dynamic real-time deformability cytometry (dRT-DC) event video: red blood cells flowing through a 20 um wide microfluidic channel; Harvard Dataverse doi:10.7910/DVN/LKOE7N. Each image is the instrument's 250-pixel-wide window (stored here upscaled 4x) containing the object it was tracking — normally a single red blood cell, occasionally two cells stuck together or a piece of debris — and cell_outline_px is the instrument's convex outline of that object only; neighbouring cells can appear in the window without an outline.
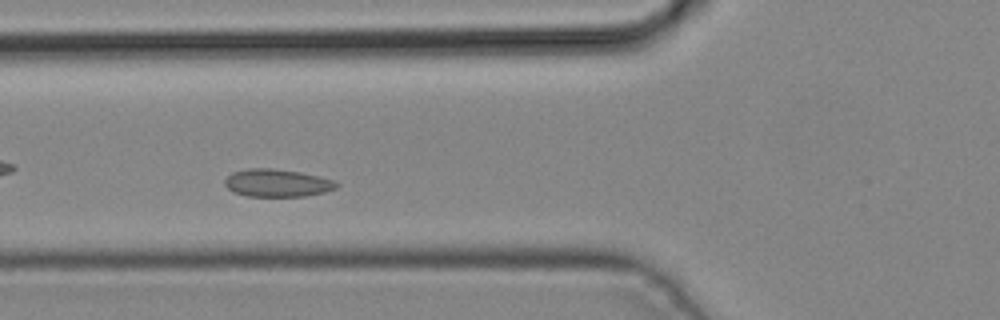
{"species": "common noctule bat (a hibernating species)", "species_latin": "Nyctalus noctula", "temperature_condition": "cold", "stored_images_in_passage": 6, "camera_frame_rate_fps": 3000, "um_per_image_px": 0.085, "animal": {"sex": "male", "body_mass_g": 19.2, "forearm_length_mm": 51.8}, "frame": {"image": 1, "passage_image": 5, "time_ms": 1.333, "image_size_px": [1000, 320], "cell_outline_px": [[340, 184], [336, 188], [324, 192], [304, 196], [248, 196], [232, 192], [224, 184], [224, 180], [232, 172], [248, 168], [272, 168], [300, 172], [332, 180]], "centroid_in_image_um": [23.52, 15.55], "position_along_channel_um": 102.3, "area_um2": 17.92}}
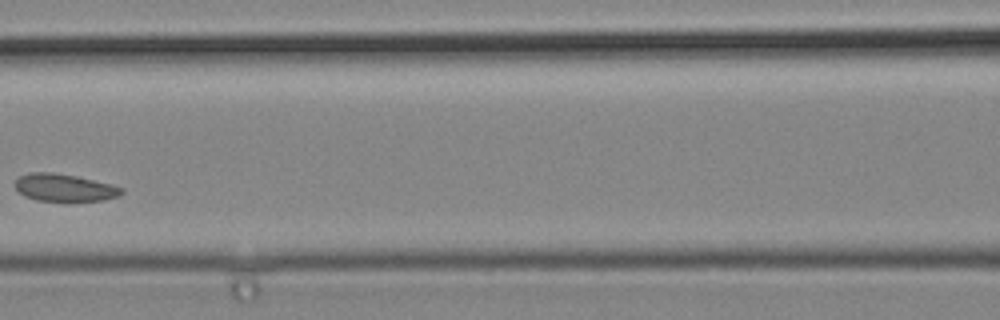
{"frame": {"image": 2, "passage_image": 6, "time_ms": 1.667, "image_size_px": [1000, 320], "cell_outline_px": [[124, 192], [120, 196], [104, 200], [64, 204], [36, 200], [24, 196], [12, 184], [20, 176], [28, 172], [52, 172], [76, 176], [112, 184], [124, 188]], "centroid_in_image_um": [5.49, 16.0], "position_along_channel_um": 161.1, "area_um2": 17.98}}